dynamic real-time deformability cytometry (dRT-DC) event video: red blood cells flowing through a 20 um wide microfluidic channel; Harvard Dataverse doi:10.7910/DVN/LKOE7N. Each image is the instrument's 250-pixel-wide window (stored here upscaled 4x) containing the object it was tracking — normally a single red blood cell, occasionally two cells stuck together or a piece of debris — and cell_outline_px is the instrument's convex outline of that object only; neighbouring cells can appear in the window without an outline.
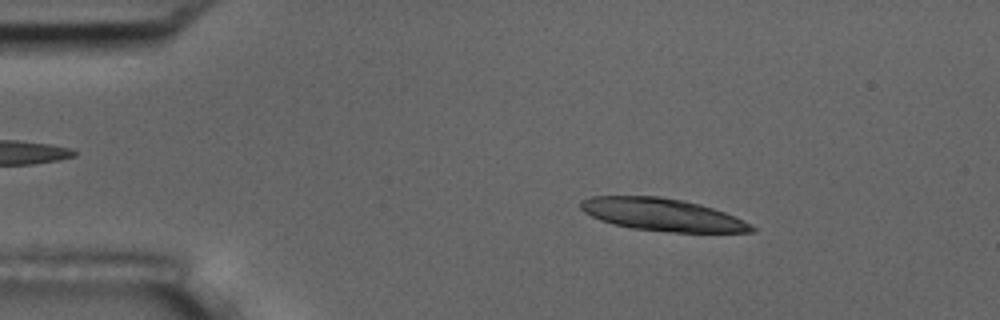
{"species": "common noctule bat (a hibernating species)", "species_latin": "Nyctalus noctula", "temperature_condition": "room temperature", "stored_images_in_passage": 18, "camera_frame_rate_fps": 3000, "um_per_image_px": 0.085, "animal": {"sex": "male", "body_mass_g": 17.5, "forearm_length_mm": 52.3}, "frame": {"image": 1, "passage_image": 8, "time_ms": 2.333, "image_size_px": [1000, 320], "cell_outline_px": [[756, 228], [752, 232], [672, 232], [632, 228], [612, 224], [600, 220], [584, 212], [580, 208], [580, 200], [592, 196], [660, 196], [684, 200], [700, 204], [724, 212]], "centroid_in_image_um": [56.22, 18.24], "position_along_channel_um": 28.8, "area_um2": 32.08}}